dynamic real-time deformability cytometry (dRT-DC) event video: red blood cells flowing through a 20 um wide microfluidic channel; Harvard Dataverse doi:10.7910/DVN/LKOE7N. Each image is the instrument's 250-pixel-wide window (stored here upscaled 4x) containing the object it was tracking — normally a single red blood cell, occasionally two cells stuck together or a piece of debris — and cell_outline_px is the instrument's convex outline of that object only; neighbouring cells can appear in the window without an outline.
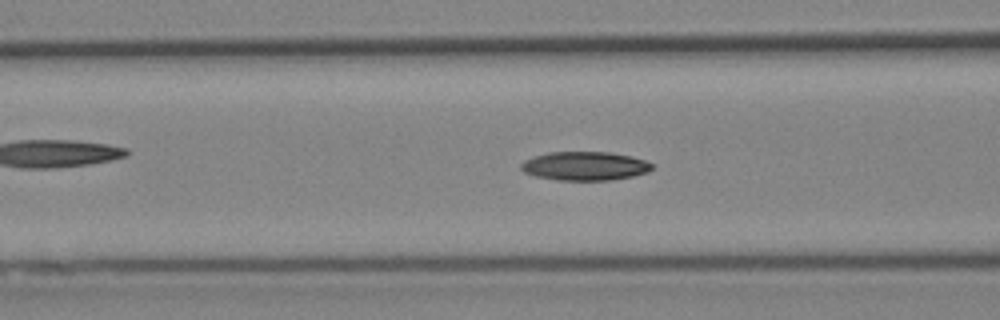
{"species": "Egyptian fruit bat (a non-hibernating species)", "species_latin": "Rousettus aegyptiacus", "temperature_condition": "cold", "stored_images_in_passage": 37, "camera_frame_rate_fps": 3000, "um_per_image_px": 0.085, "animal": {"sex": "female"}, "frame": {"image": 1, "passage_image": 5, "time_ms": 1.333, "image_size_px": [1000, 320], "cell_outline_px": [[652, 168], [648, 172], [632, 176], [612, 180], [556, 180], [536, 176], [524, 172], [520, 168], [520, 164], [524, 160], [548, 152], [608, 152], [632, 156], [644, 160], [652, 164]], "centroid_in_image_um": [49.7, 14.11], "position_along_channel_um": 116.9, "area_um2": 21.91}}
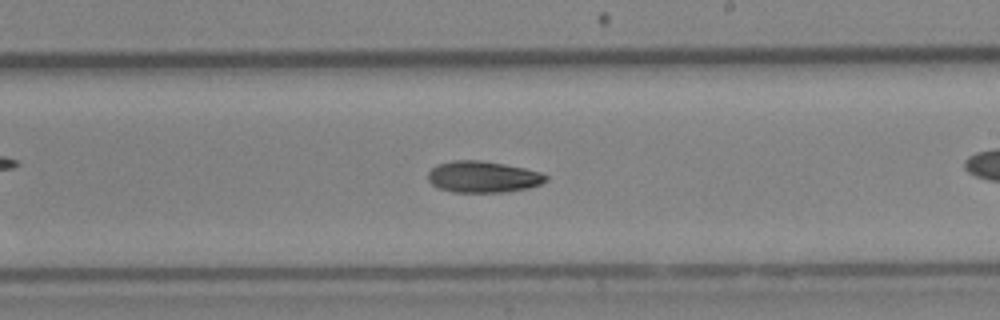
{"frame": {"image": 2, "passage_image": 15, "time_ms": 4.667, "image_size_px": [1000, 320], "cell_outline_px": [[548, 180], [540, 184], [528, 188], [504, 192], [452, 192], [440, 188], [432, 184], [428, 180], [428, 172], [432, 168], [440, 164], [452, 160], [480, 160], [504, 164], [524, 168], [540, 172], [548, 176]], "centroid_in_image_um": [41.06, 15.03], "position_along_channel_um": 247.9, "area_um2": 21.5}}
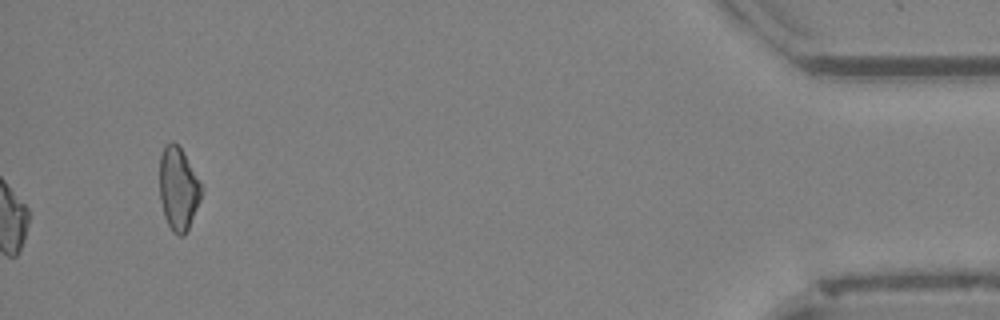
{"frame": {"image": 3, "passage_image": 37, "time_ms": 12.0, "image_size_px": [1000, 320], "cell_outline_px": [[204, 188], [200, 200], [188, 228], [184, 236], [176, 236], [172, 232], [164, 216], [160, 200], [160, 156], [164, 144], [172, 140], [180, 148], [200, 180]], "centroid_in_image_um": [15.16, 16.05], "position_along_channel_um": 420.0, "area_um2": 20.35}}